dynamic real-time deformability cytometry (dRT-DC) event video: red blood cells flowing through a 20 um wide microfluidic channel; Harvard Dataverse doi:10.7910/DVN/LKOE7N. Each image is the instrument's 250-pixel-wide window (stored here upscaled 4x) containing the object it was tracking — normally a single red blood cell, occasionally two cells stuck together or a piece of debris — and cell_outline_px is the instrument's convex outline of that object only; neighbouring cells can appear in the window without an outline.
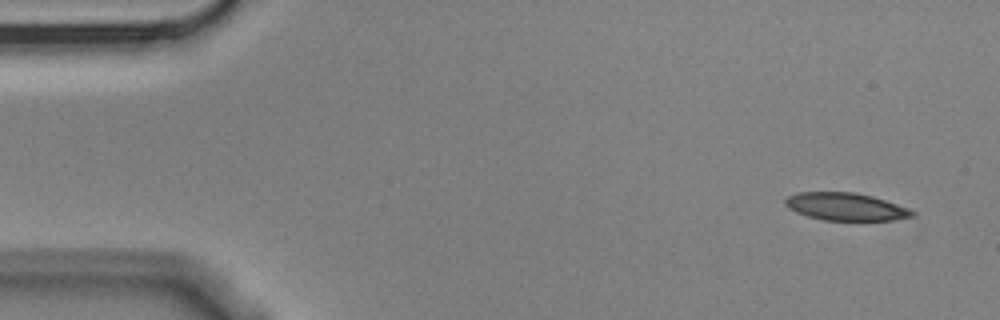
{"species": "Egyptian fruit bat (a non-hibernating species)", "species_latin": "Rousettus aegyptiacus", "temperature_condition": "cold", "stored_images_in_passage": 4, "camera_frame_rate_fps": 3000, "um_per_image_px": 0.085, "animal": {"sex": "male"}, "frame": {"image": 1, "passage_image": 1, "time_ms": 0.0, "image_size_px": [1000, 320], "cell_outline_px": [[916, 212], [912, 216], [892, 220], [824, 220], [808, 216], [796, 212], [788, 208], [784, 204], [784, 200], [788, 196], [796, 192], [856, 192], [872, 196], [908, 208]], "centroid_in_image_um": [71.84, 17.56], "position_along_channel_um": 13.2, "area_um2": 20.35}}
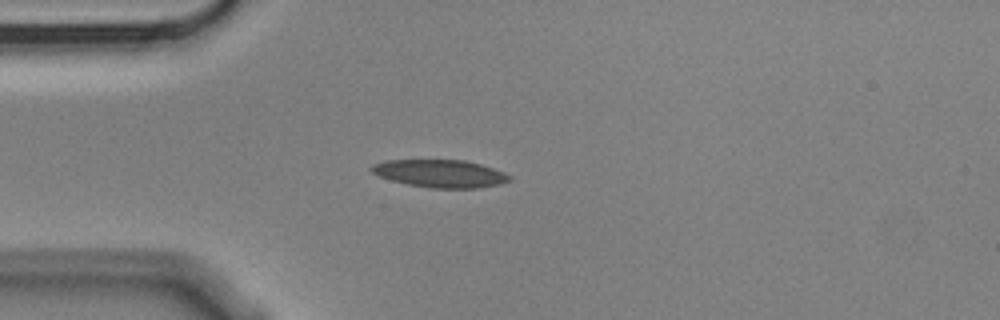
{"frame": {"image": 2, "passage_image": 4, "time_ms": 1.0, "image_size_px": [1000, 320], "cell_outline_px": [[512, 180], [500, 184], [480, 188], [428, 188], [408, 184], [392, 180], [380, 176], [372, 172], [368, 168], [372, 164], [388, 160], [464, 160], [480, 164], [504, 172], [512, 176]], "centroid_in_image_um": [37.44, 14.75], "position_along_channel_um": 47.6, "area_um2": 22.31}}